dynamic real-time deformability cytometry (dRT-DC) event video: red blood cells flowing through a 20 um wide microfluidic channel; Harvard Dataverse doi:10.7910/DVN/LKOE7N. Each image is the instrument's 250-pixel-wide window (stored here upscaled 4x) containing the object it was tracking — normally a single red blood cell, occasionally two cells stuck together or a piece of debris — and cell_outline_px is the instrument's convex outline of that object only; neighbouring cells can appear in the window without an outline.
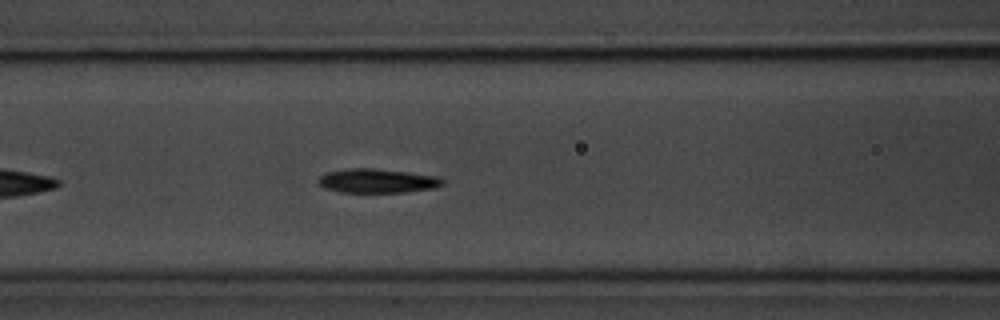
{"species": "common noctule bat (a hibernating species)", "species_latin": "Nyctalus noctula", "temperature_condition": "room temperature", "stored_images_in_passage": 36, "camera_frame_rate_fps": 3000, "um_per_image_px": 0.085, "animal": {"sex": "male", "body_mass_g": 20.1, "forearm_length_mm": 53.5}, "frame": {"image": 1, "passage_image": 11, "time_ms": 3.333, "image_size_px": [1000, 320], "cell_outline_px": [[444, 184], [432, 188], [404, 192], [340, 192], [324, 188], [316, 180], [320, 176], [328, 172], [348, 168], [372, 168], [440, 176], [444, 180]], "centroid_in_image_um": [32.06, 15.37], "position_along_channel_um": 134.5, "area_um2": 17.4}, "authors_computed_cell_mechanics": {"area_um2": 17.5712, "velocity_mm_per_s": 3.5886, "shape_relaxation_time_tau1_ms": 2.7395, "shape_relaxation_time_tau2_ms": 3.6391, "deformation_change_tau1": 0.1287, "deformation_change_tau2": 0.089}}